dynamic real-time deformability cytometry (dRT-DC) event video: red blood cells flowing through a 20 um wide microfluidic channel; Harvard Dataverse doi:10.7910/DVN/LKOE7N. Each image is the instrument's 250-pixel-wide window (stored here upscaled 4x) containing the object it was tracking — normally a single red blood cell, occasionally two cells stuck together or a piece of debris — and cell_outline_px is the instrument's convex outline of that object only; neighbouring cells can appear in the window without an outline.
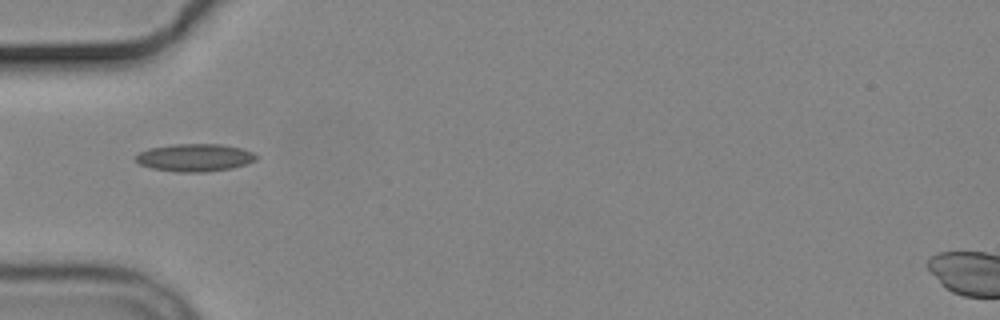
{"species": "common noctule bat (a hibernating species)", "species_latin": "Nyctalus noctula", "temperature_condition": "cold", "stored_images_in_passage": 8, "camera_frame_rate_fps": 3000, "um_per_image_px": 0.085, "animal": {"sex": "male", "body_mass_g": 19.2, "forearm_length_mm": 51.8}, "frame": {"image": 1, "passage_image": 3, "time_ms": 2.333, "image_size_px": [1000, 320], "cell_outline_px": [[260, 156], [256, 160], [248, 164], [232, 168], [204, 172], [176, 172], [152, 168], [140, 164], [132, 156], [148, 148], [172, 144], [220, 144], [240, 148], [252, 152]], "centroid_in_image_um": [16.56, 13.39], "position_along_channel_um": 68.4, "area_um2": 19.59}}
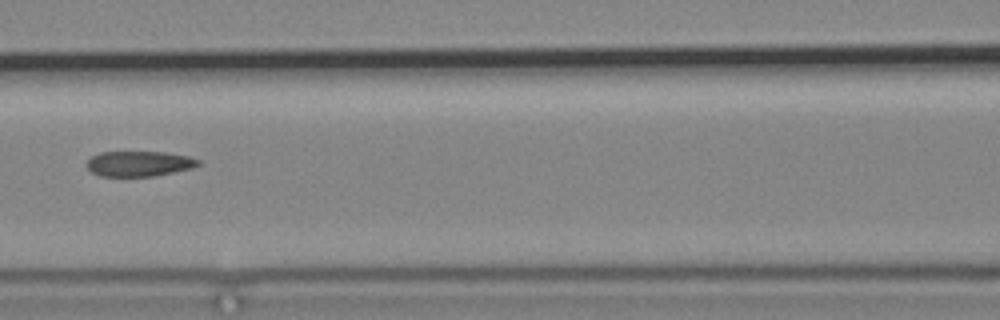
{"frame": {"image": 2, "passage_image": 5, "time_ms": 4.667, "image_size_px": [1000, 320], "cell_outline_px": [[200, 164], [192, 168], [152, 176], [100, 176], [92, 172], [84, 164], [92, 156], [100, 152], [164, 152], [188, 156], [200, 160]], "centroid_in_image_um": [11.8, 13.91], "position_along_channel_um": 154.8, "area_um2": 16.36}}
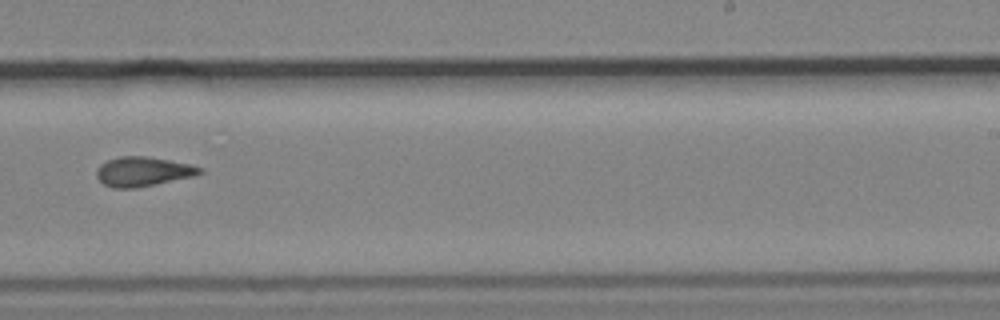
{"frame": {"image": 3, "passage_image": 8, "time_ms": 8.0, "image_size_px": [1000, 320], "cell_outline_px": [[204, 172], [196, 176], [136, 188], [112, 188], [104, 184], [96, 176], [96, 168], [100, 164], [108, 160], [120, 156], [144, 156], [168, 160], [188, 164], [204, 168]], "centroid_in_image_um": [12.16, 14.59], "position_along_channel_um": 276.8, "area_um2": 17.8}}